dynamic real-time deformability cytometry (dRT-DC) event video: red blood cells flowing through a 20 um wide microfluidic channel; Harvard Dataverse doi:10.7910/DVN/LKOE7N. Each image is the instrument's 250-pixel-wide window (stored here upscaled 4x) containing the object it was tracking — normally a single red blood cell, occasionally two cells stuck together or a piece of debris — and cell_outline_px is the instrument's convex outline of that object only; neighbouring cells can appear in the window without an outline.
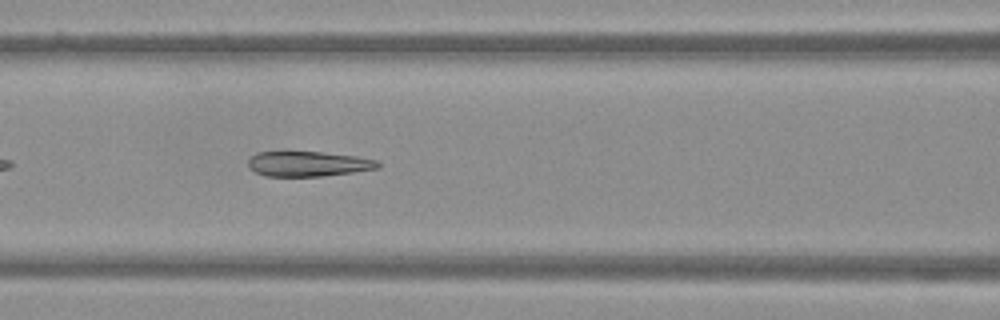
{"species": "Egyptian fruit bat (a non-hibernating species)", "species_latin": "Rousettus aegyptiacus", "temperature_condition": "warm", "stored_images_in_passage": 36, "camera_frame_rate_fps": 3000, "um_per_image_px": 0.085, "frame": {"image": 1, "passage_image": 8, "time_ms": 2.333, "image_size_px": [1000, 320], "cell_outline_px": [[380, 168], [324, 176], [264, 176], [248, 168], [248, 160], [256, 152], [324, 152], [356, 156], [380, 160]], "centroid_in_image_um": [26.22, 13.93], "position_along_channel_um": 140.4, "area_um2": 19.07}}
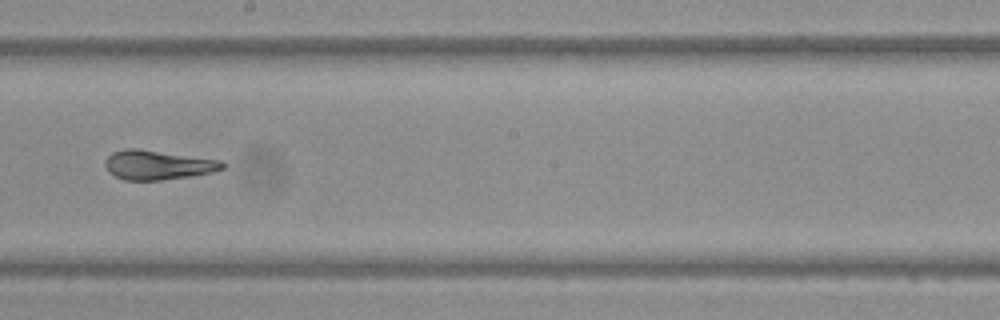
{"frame": {"image": 2, "passage_image": 15, "time_ms": 4.667, "image_size_px": [1000, 320], "cell_outline_px": [[228, 164], [224, 168], [212, 172], [188, 176], [160, 180], [124, 180], [108, 172], [104, 164], [104, 160], [112, 152], [124, 148], [136, 148], [220, 160]], "centroid_in_image_um": [13.38, 14.01], "position_along_channel_um": 234.8, "area_um2": 20.06}}
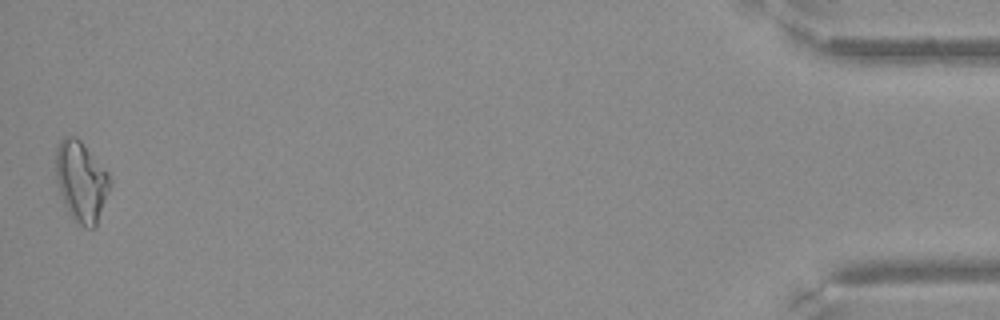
{"frame": {"image": 3, "passage_image": 36, "time_ms": 11.667, "image_size_px": [1000, 320], "cell_outline_px": [[112, 184], [96, 228], [84, 228], [72, 220], [64, 204], [56, 180], [56, 144], [64, 136], [76, 136], [80, 140], [108, 172], [112, 180]], "centroid_in_image_um": [6.92, 15.45], "position_along_channel_um": 428.3, "area_um2": 25.84}}